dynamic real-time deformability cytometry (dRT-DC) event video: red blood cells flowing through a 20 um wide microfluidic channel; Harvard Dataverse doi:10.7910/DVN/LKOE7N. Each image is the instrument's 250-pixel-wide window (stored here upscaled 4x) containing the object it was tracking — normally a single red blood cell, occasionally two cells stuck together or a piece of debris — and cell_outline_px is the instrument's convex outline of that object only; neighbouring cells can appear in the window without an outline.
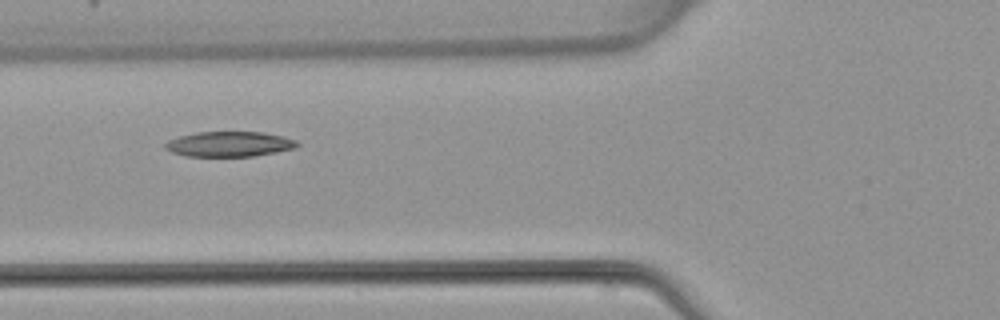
{"species": "common noctule bat (a hibernating species)", "species_latin": "Nyctalus noctula", "temperature_condition": "warm", "stored_images_in_passage": 6, "camera_frame_rate_fps": 3000, "um_per_image_px": 0.085, "animal": {"sex": "female", "body_mass_g": 22.7, "forearm_length_mm": 54.2}, "frame": {"image": 1, "passage_image": 5, "time_ms": 6.0, "image_size_px": [1000, 320], "cell_outline_px": [[300, 144], [296, 148], [276, 152], [252, 156], [184, 156], [172, 152], [164, 148], [164, 144], [168, 140], [180, 136], [196, 132], [264, 132], [284, 136], [296, 140]], "centroid_in_image_um": [19.5, 12.24], "position_along_channel_um": 106.3, "area_um2": 19.42}}
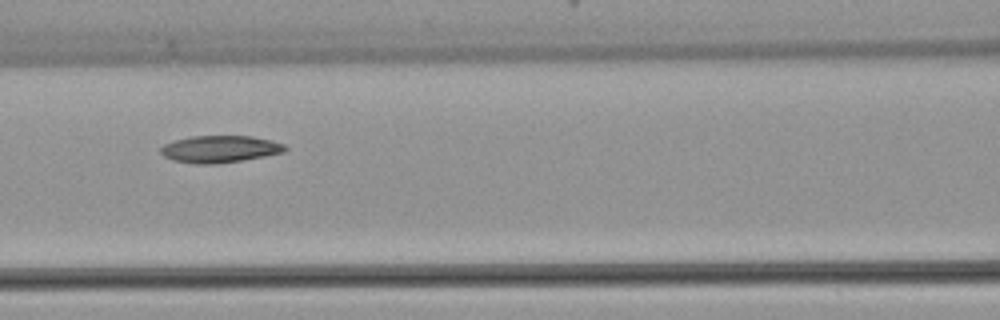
{"frame": {"image": 2, "passage_image": 6, "time_ms": 7.0, "image_size_px": [1000, 320], "cell_outline_px": [[288, 148], [284, 152], [264, 156], [216, 164], [196, 164], [172, 160], [164, 156], [160, 152], [160, 148], [164, 144], [176, 140], [192, 136], [252, 136], [272, 140], [284, 144]], "centroid_in_image_um": [18.69, 12.67], "position_along_channel_um": 147.9, "area_um2": 19.54}}